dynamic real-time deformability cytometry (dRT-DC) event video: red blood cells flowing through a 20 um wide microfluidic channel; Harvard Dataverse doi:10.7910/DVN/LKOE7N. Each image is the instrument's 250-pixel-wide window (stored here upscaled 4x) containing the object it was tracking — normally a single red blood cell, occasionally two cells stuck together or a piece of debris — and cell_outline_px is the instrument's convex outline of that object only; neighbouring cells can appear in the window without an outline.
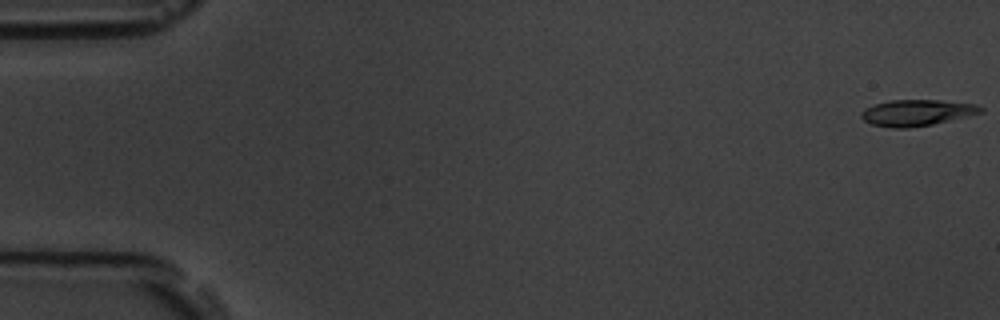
{"species": "common noctule bat (a hibernating species)", "species_latin": "Nyctalus noctula", "temperature_condition": "room temperature", "stored_images_in_passage": 9, "camera_frame_rate_fps": 3000, "um_per_image_px": 0.085, "animal": {"sex": "male", "body_mass_g": 19.5, "forearm_length_mm": 54.6}, "frame": {"image": 1, "passage_image": 1, "time_ms": 0.0, "image_size_px": [1000, 320], "cell_outline_px": [[984, 112], [932, 124], [908, 128], [892, 128], [872, 124], [864, 120], [860, 116], [860, 112], [864, 108], [876, 104], [892, 100], [940, 100], [976, 104], [984, 108]], "centroid_in_image_um": [77.93, 9.58], "position_along_channel_um": 7.1, "area_um2": 18.15}}
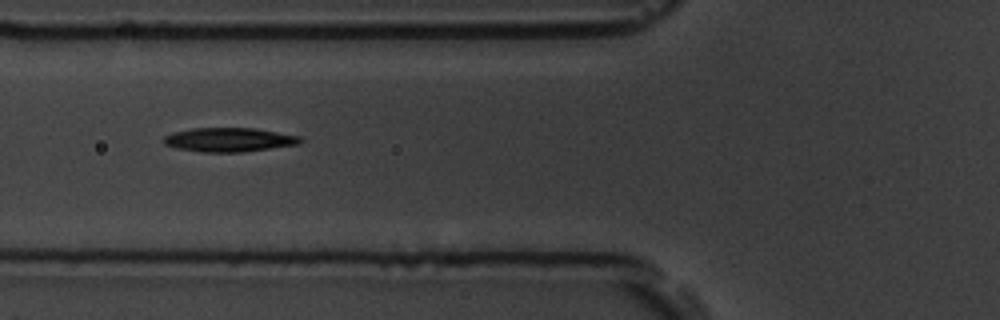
{"frame": {"image": 2, "passage_image": 7, "time_ms": 7.0, "image_size_px": [1000, 320], "cell_outline_px": [[304, 140], [300, 144], [240, 152], [200, 152], [176, 148], [164, 144], [164, 136], [172, 132], [192, 128], [256, 128], [300, 136]], "centroid_in_image_um": [19.47, 11.87], "position_along_channel_um": 106.3, "area_um2": 19.19}}
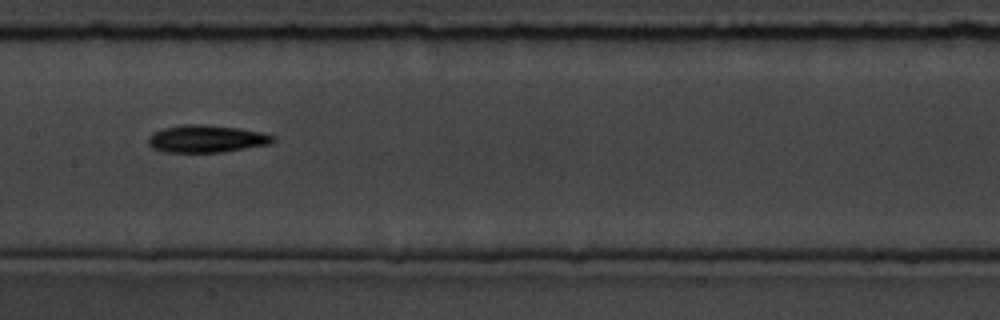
{"frame": {"image": 3, "passage_image": 9, "time_ms": 9.333, "image_size_px": [1000, 320], "cell_outline_px": [[276, 140], [272, 144], [224, 152], [164, 152], [152, 148], [148, 144], [148, 136], [152, 132], [164, 128], [184, 124], [204, 124], [240, 128], [264, 132], [276, 136]], "centroid_in_image_um": [17.59, 11.79], "position_along_channel_um": 189.8, "area_um2": 20.35}}